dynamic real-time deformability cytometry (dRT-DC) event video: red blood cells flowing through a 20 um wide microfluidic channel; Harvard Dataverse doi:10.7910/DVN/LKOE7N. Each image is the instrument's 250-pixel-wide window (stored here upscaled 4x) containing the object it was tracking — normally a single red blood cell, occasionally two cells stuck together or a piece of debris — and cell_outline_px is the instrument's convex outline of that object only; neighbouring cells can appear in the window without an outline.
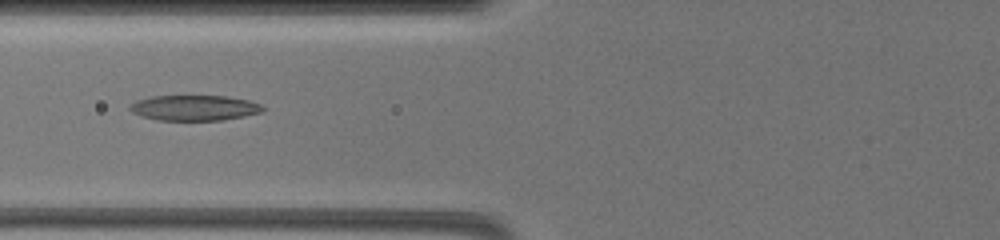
{"species": "common noctule bat (a hibernating species)", "species_latin": "Nyctalus noctula", "temperature_condition": "warm", "stored_images_in_passage": 10, "camera_frame_rate_fps": 3000, "um_per_image_px": 0.085, "animal": {"sex": "female", "body_mass_g": 19.5, "forearm_length_mm": 54.1}, "frame": {"image": 1, "passage_image": 2, "time_ms": 1.333, "image_size_px": [1000, 240], "cell_outline_px": [[264, 108], [260, 112], [224, 120], [156, 120], [140, 116], [132, 112], [128, 108], [128, 104], [136, 100], [152, 96], [224, 96], [248, 100], [260, 104]], "centroid_in_image_um": [16.44, 9.17], "position_along_channel_um": 109.4, "area_um2": 19.65}}
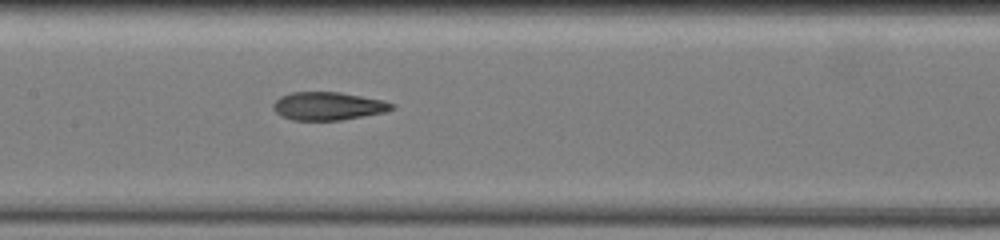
{"frame": {"image": 2, "passage_image": 4, "time_ms": 3.333, "image_size_px": [1000, 240], "cell_outline_px": [[396, 108], [384, 112], [340, 120], [292, 120], [280, 116], [272, 108], [272, 104], [280, 96], [292, 92], [340, 92], [384, 100], [396, 104]], "centroid_in_image_um": [27.89, 9.01], "position_along_channel_um": 179.5, "area_um2": 19.54}}
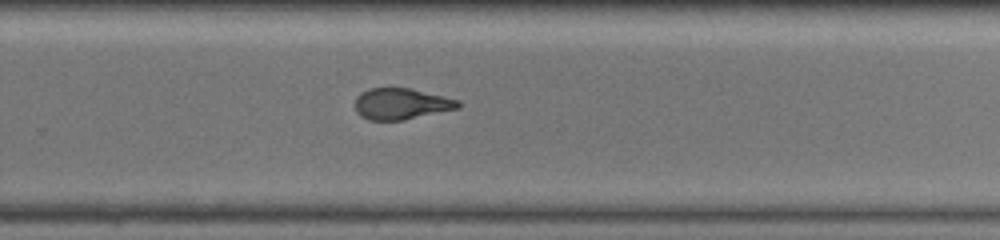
{"frame": {"image": 3, "passage_image": 10, "time_ms": 6.667, "image_size_px": [1000, 240], "cell_outline_px": [[460, 108], [404, 120], [368, 120], [360, 116], [356, 112], [356, 96], [360, 92], [368, 88], [408, 88], [460, 100]], "centroid_in_image_um": [34.09, 8.83], "position_along_channel_um": 295.7, "area_um2": 18.79}}